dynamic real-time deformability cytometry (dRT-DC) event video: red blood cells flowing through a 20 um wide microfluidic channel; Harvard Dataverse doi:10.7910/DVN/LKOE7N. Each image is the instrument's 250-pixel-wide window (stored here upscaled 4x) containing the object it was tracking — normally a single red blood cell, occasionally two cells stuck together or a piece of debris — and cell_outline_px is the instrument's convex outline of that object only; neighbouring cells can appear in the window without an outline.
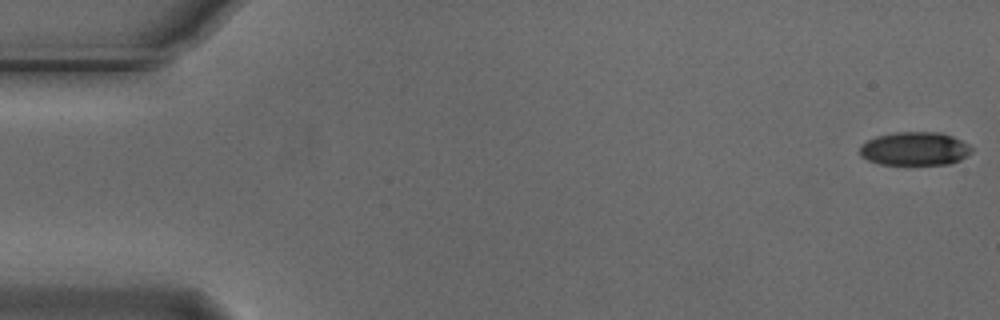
{"species": "Egyptian fruit bat (a non-hibernating species)", "species_latin": "Rousettus aegyptiacus", "temperature_condition": "cold", "stored_images_in_passage": 55, "camera_frame_rate_fps": 3000, "um_per_image_px": 0.085, "animal": {"sex": "male"}, "frame": {"image": 1, "passage_image": 1, "time_ms": 0.0, "image_size_px": [1000, 320], "cell_outline_px": [[972, 152], [960, 160], [948, 164], [880, 164], [868, 160], [860, 156], [860, 144], [876, 136], [896, 132], [940, 132], [952, 136], [968, 144], [972, 148]], "centroid_in_image_um": [77.74, 12.64], "position_along_channel_um": 7.3, "area_um2": 21.79}}
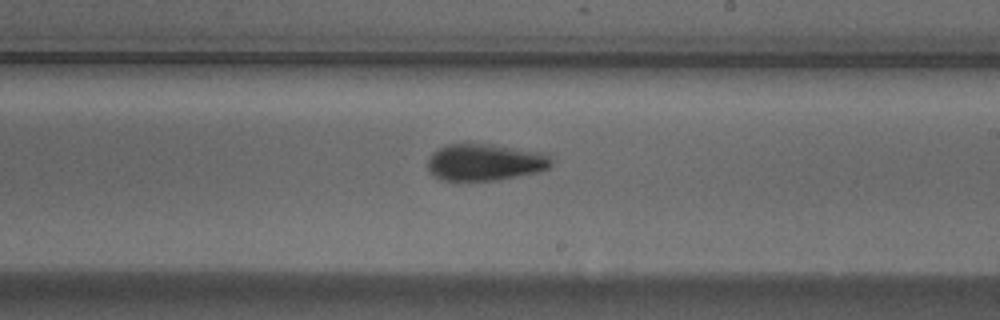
{"frame": {"image": 2, "passage_image": 32, "time_ms": 10.333, "image_size_px": [1000, 320], "cell_outline_px": [[552, 164], [548, 168], [540, 172], [496, 180], [444, 180], [432, 176], [428, 172], [428, 160], [432, 152], [448, 144], [492, 144], [552, 152]], "centroid_in_image_um": [41.31, 13.77], "position_along_channel_um": 247.7, "area_um2": 27.11}}
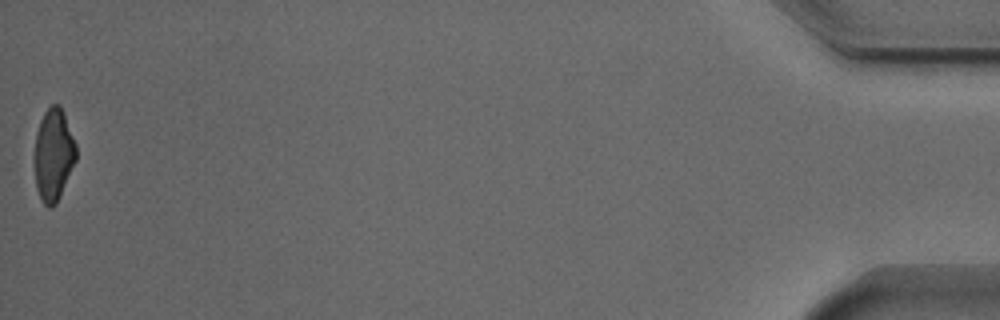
{"frame": {"image": 3, "passage_image": 55, "time_ms": 18.0, "image_size_px": [1000, 320], "cell_outline_px": [[76, 160], [60, 196], [56, 204], [52, 208], [48, 208], [40, 200], [36, 188], [36, 132], [40, 120], [44, 112], [52, 104], [60, 104], [64, 112], [76, 144]], "centroid_in_image_um": [4.56, 13.16], "position_along_channel_um": 430.6, "area_um2": 22.25}, "authors_computed_cell_mechanics": {"area_um2": 24.5072, "velocity_mm_per_s": 3.7295, "shape_relaxation_time_tau1_ms": 3.2859, "shape_relaxation_time_tau2_ms": 7.0151, "deformation_change_tau1": 0.1518, "deformation_change_tau2": 0.168}}